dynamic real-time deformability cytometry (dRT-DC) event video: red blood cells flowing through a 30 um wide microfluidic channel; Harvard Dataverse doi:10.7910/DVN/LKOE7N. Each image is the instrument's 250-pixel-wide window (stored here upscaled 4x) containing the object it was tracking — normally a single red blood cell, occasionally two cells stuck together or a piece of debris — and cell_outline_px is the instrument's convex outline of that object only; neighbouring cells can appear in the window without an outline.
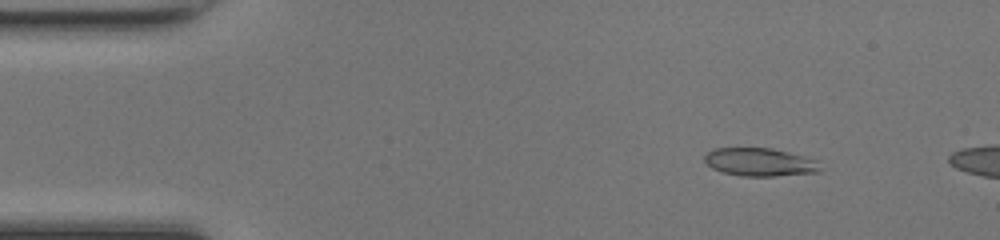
{"species": "common noctule bat (a hibernating species)", "species_latin": "Nyctalus noctula", "temperature_condition": "room temperature", "stored_images_in_passage": 10, "camera_frame_rate_fps": 3000, "um_per_image_px": 0.085, "animal": {"sex": "female", "body_mass_g": 17.0, "forearm_length_mm": 48.0}, "frame": {"image": 1, "passage_image": 6, "time_ms": 1.667, "image_size_px": [1000, 240], "cell_outline_px": [[820, 172], [776, 176], [740, 176], [724, 172], [712, 168], [704, 160], [704, 156], [712, 148], [772, 148], [816, 160], [820, 168]], "centroid_in_image_um": [64.56, 13.78], "position_along_channel_um": 20.4, "area_um2": 18.79}}